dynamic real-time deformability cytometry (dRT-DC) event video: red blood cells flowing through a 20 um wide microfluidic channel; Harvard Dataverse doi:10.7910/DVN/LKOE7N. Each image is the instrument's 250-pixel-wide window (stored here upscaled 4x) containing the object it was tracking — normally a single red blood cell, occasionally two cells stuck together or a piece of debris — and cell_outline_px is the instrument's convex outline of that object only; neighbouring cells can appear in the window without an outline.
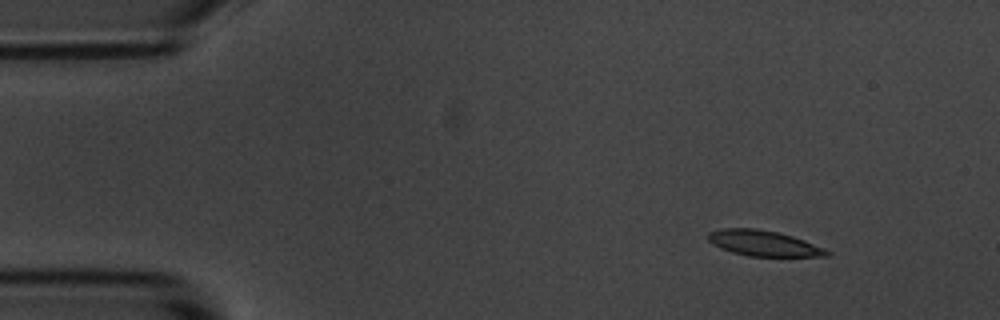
{"species": "common noctule bat (a hibernating species)", "species_latin": "Nyctalus noctula", "temperature_condition": "room temperature", "stored_images_in_passage": 5, "camera_frame_rate_fps": 3000, "um_per_image_px": 0.085, "animal": {"sex": "male", "body_mass_g": 20.1, "forearm_length_mm": 53.5}, "frame": {"image": 1, "passage_image": 1, "time_ms": 0.0, "image_size_px": [1000, 320], "cell_outline_px": [[832, 256], [748, 256], [732, 252], [720, 248], [712, 244], [708, 240], [708, 232], [720, 228], [756, 228], [780, 232], [804, 240], [824, 248], [832, 252]], "centroid_in_image_um": [64.9, 20.67], "position_along_channel_um": 20.1, "area_um2": 17.86}}
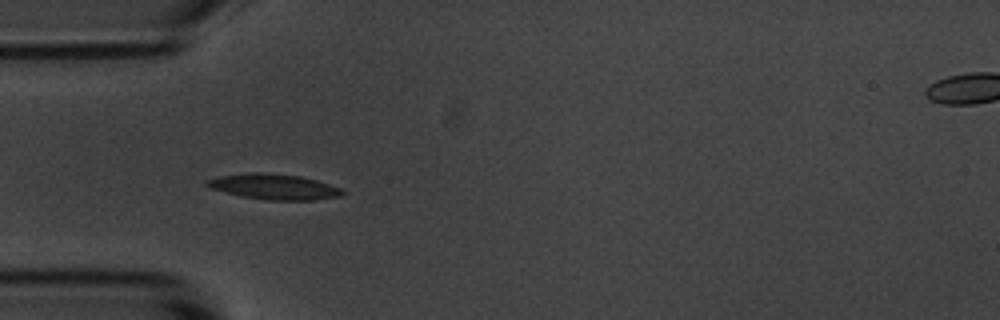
{"frame": {"image": 2, "passage_image": 4, "time_ms": 3.333, "image_size_px": [1000, 320], "cell_outline_px": [[348, 192], [344, 196], [312, 200], [268, 200], [240, 196], [224, 192], [212, 188], [204, 184], [208, 180], [220, 176], [252, 172], [260, 172], [300, 176], [316, 180], [340, 188]], "centroid_in_image_um": [23.34, 15.88], "position_along_channel_um": 61.7, "area_um2": 20.06}}